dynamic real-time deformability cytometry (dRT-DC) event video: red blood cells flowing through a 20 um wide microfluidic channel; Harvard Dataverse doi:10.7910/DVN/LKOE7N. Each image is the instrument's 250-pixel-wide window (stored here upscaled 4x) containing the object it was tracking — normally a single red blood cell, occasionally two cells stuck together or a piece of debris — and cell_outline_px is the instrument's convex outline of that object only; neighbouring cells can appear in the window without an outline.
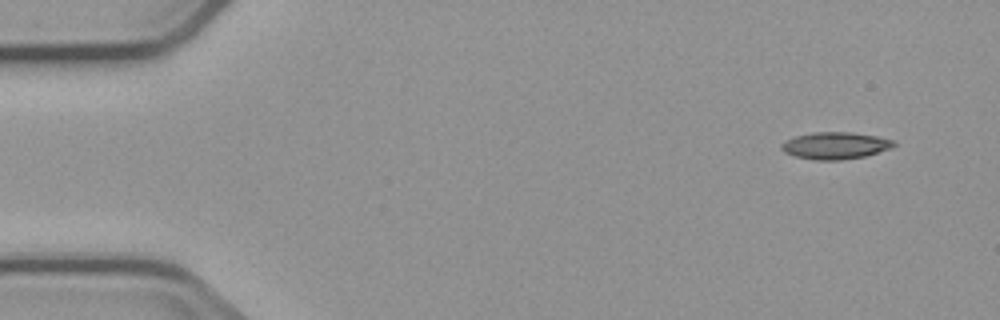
{"species": "common noctule bat (a hibernating species)", "species_latin": "Nyctalus noctula", "temperature_condition": "cold", "stored_images_in_passage": 5, "segment_of_instrument_passage": [1, 2], "camera_frame_rate_fps": 3000, "um_per_image_px": 0.085, "animal": {"sex": "male", "body_mass_g": 23.1, "forearm_length_mm": 52.7}, "frame": {"image": 1, "passage_image": 1, "time_ms": 0.0, "image_size_px": [1000, 320], "cell_outline_px": [[896, 144], [888, 148], [864, 156], [840, 160], [816, 160], [796, 156], [784, 152], [780, 148], [780, 144], [796, 136], [812, 132], [848, 132], [876, 136], [896, 140]], "centroid_in_image_um": [70.98, 12.37], "position_along_channel_um": 14.0, "area_um2": 17.4}}
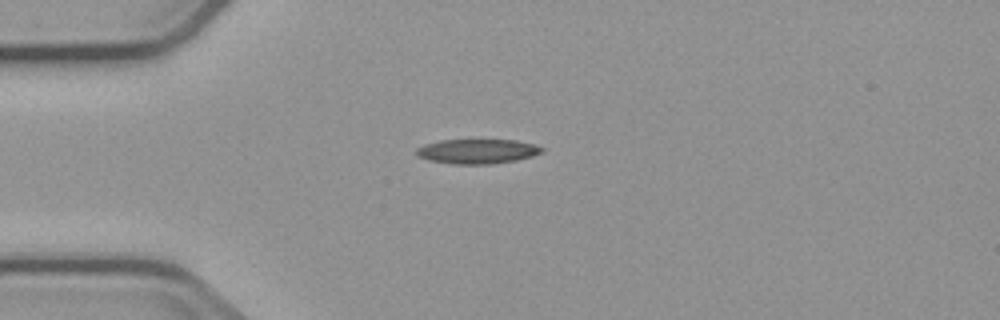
{"frame": {"image": 2, "passage_image": 4, "time_ms": 3.333, "image_size_px": [1000, 320], "cell_outline_px": [[544, 152], [532, 156], [516, 160], [492, 164], [452, 164], [428, 160], [420, 156], [416, 152], [416, 148], [424, 144], [440, 140], [516, 140], [536, 144], [544, 148]], "centroid_in_image_um": [40.61, 12.86], "position_along_channel_um": 44.4, "area_um2": 18.09}}